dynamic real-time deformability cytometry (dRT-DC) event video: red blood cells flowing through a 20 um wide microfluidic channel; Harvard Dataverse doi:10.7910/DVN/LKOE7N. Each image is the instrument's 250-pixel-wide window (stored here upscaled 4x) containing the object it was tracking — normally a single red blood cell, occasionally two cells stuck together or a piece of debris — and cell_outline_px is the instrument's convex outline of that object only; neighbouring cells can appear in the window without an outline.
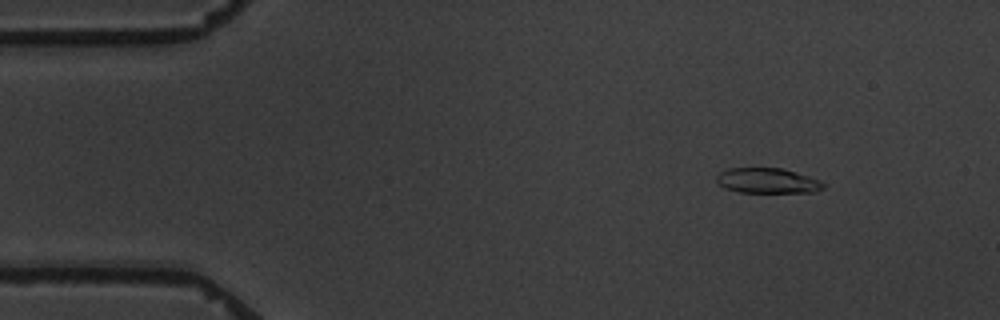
{"species": "common noctule bat (a hibernating species)", "species_latin": "Nyctalus noctula", "temperature_condition": "warm", "stored_images_in_passage": 4, "camera_frame_rate_fps": 3000, "um_per_image_px": 0.085, "animal": {"sex": "male", "body_mass_g": 19.5, "forearm_length_mm": 54.6}, "frame": {"image": 1, "passage_image": 1, "time_ms": 0.0, "image_size_px": [1000, 320], "cell_outline_px": [[824, 188], [816, 192], [740, 192], [724, 188], [716, 180], [716, 176], [720, 172], [728, 168], [780, 168], [796, 172], [820, 180], [824, 184]], "centroid_in_image_um": [65.23, 15.36], "position_along_channel_um": 19.8, "area_um2": 15.61}}